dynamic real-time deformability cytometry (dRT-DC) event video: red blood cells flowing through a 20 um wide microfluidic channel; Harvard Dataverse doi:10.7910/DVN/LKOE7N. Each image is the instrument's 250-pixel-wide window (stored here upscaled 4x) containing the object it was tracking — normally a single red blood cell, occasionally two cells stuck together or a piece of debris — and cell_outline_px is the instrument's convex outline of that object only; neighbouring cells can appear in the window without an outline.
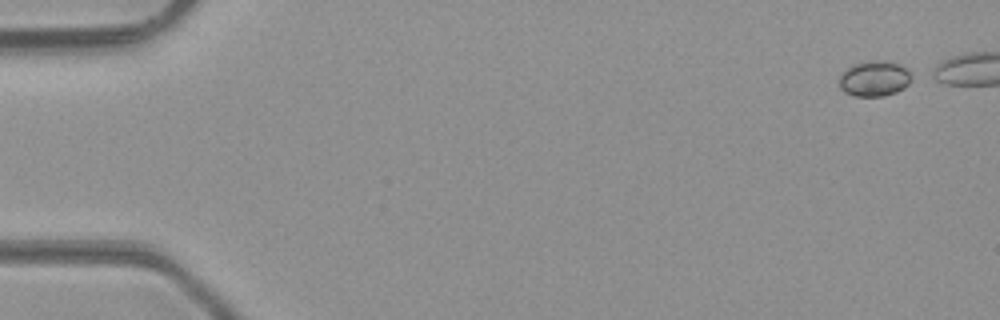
{"species": "common noctule bat (a hibernating species)", "species_latin": "Nyctalus noctula", "temperature_condition": "room temperature", "stored_images_in_passage": 13, "camera_frame_rate_fps": 3000, "um_per_image_px": 0.085, "animal": {"sex": "male", "body_mass_g": 23.1, "forearm_length_mm": 52.7}, "frame": {"image": 1, "passage_image": 1, "time_ms": 0.0, "image_size_px": [1000, 320], "cell_outline_px": [[916, 76], [904, 88], [896, 92], [884, 96], [852, 96], [844, 92], [840, 88], [840, 76], [848, 68], [856, 64], [880, 60], [900, 64], [908, 68]], "centroid_in_image_um": [74.41, 6.7], "position_along_channel_um": 10.6, "area_um2": 15.03}}